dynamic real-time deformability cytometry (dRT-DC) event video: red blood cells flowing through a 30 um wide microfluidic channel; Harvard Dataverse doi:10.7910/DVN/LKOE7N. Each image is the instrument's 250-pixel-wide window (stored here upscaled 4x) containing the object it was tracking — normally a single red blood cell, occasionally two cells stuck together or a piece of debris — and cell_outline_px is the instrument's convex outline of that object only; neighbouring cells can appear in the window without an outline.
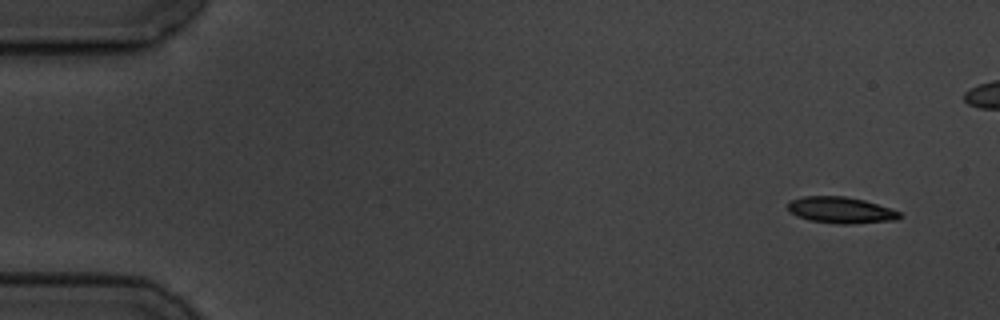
{"species": "common noctule bat (a hibernating species)", "species_latin": "Nyctalus noctula", "temperature_condition": "cold", "stored_images_in_passage": 5, "camera_frame_rate_fps": 3000, "um_per_image_px": 0.085, "animal": {"sex": "male", "body_mass_g": 19.5, "forearm_length_mm": 54.6}, "frame": {"image": 1, "passage_image": 1, "time_ms": 0.0, "image_size_px": [1000, 320], "cell_outline_px": [[904, 216], [896, 220], [852, 224], [840, 224], [808, 220], [796, 216], [788, 212], [788, 204], [792, 200], [804, 196], [844, 196], [864, 200], [892, 208], [900, 212]], "centroid_in_image_um": [71.5, 17.87], "position_along_channel_um": 13.5, "area_um2": 17.34}}